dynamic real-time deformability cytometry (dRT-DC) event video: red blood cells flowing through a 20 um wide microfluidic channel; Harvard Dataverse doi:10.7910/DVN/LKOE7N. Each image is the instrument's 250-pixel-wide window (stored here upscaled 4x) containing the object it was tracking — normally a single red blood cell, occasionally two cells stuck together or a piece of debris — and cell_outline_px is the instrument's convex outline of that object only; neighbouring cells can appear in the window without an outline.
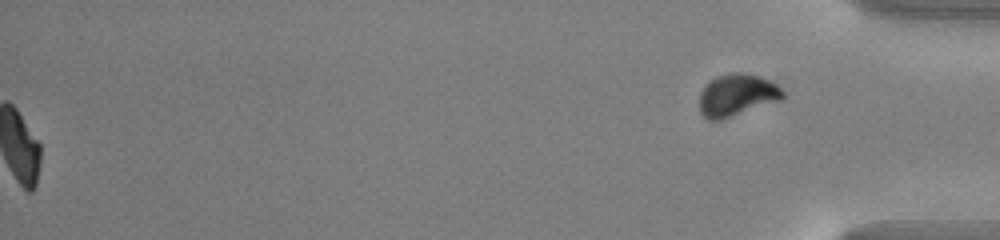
{"species": "common noctule bat (a hibernating species)", "species_latin": "Nyctalus noctula", "temperature_condition": "warm", "stored_images_in_passage": 42, "segment_of_instrument_passage": [2, 2], "camera_frame_rate_fps": 3000, "um_per_image_px": 0.085, "animal": {"sex": "male", "body_mass_g": 13.0, "forearm_length_mm": 53.1}, "frame": {"image": 1, "passage_image": 42, "time_ms": 13.667, "image_size_px": [1000, 240], "cell_outline_px": [[784, 96], [780, 100], [720, 120], [708, 120], [700, 112], [700, 92], [704, 84], [708, 80], [716, 76], [736, 72], [740, 72], [760, 76], [776, 84], [784, 92]], "centroid_in_image_um": [62.6, 8.07], "position_along_channel_um": 372.6, "area_um2": 20.4}}